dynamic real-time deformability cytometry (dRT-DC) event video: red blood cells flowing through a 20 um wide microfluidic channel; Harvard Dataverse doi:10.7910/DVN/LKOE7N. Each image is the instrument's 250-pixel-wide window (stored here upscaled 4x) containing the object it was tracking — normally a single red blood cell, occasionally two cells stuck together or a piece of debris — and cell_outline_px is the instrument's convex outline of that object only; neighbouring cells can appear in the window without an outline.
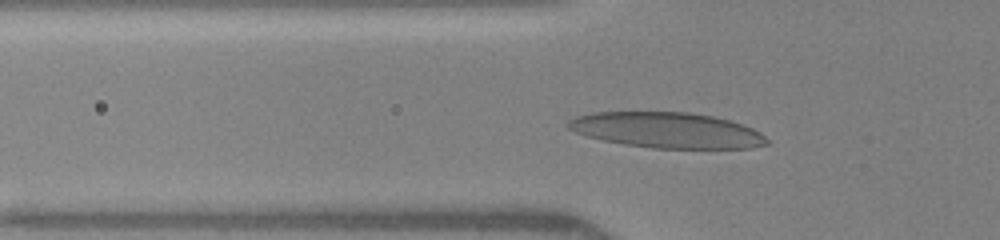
{"species": "human", "species_latin": "Homo sapiens", "temperature_condition": "warm", "stored_images_in_passage": 39, "camera_frame_rate_fps": 3000, "um_per_image_px": 0.085, "donor": {"sex": "female"}, "frame": {"image": 1, "passage_image": 2, "time_ms": 0.333, "image_size_px": [1000, 240], "cell_outline_px": [[772, 144], [752, 148], [652, 148], [624, 144], [604, 140], [588, 136], [576, 132], [568, 128], [568, 120], [576, 116], [592, 112], [688, 112], [712, 116], [732, 120], [744, 124], [760, 132]], "centroid_in_image_um": [56.74, 11.06], "position_along_channel_um": 69.1, "area_um2": 41.33}}
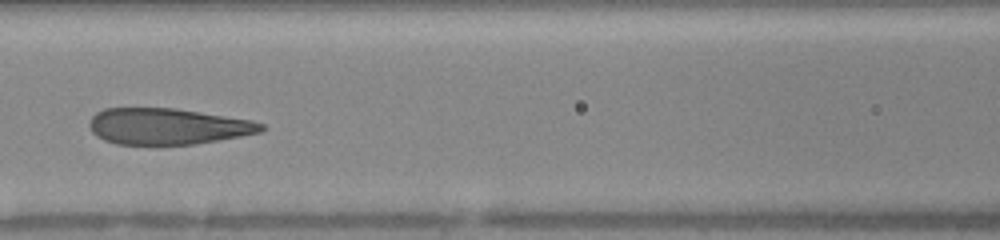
{"frame": {"image": 2, "passage_image": 10, "time_ms": 2.333, "image_size_px": [1000, 240], "cell_outline_px": [[268, 128], [260, 132], [240, 136], [196, 144], [156, 148], [116, 144], [104, 140], [96, 136], [92, 132], [88, 124], [92, 116], [96, 112], [104, 108], [176, 108], [252, 120], [264, 124]], "centroid_in_image_um": [14.21, 10.78], "position_along_channel_um": 152.4, "area_um2": 37.51}}
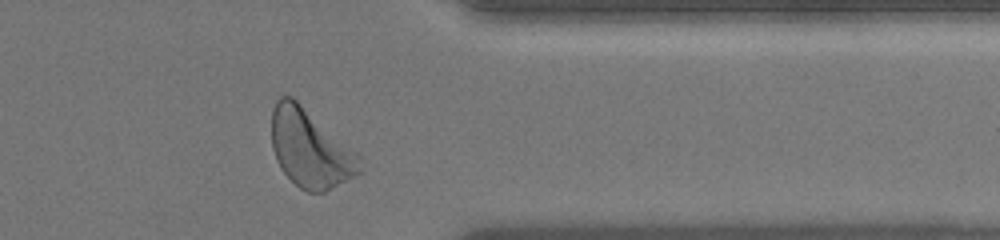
{"frame": {"image": 3, "passage_image": 35, "time_ms": 8.0, "image_size_px": [1000, 240], "cell_outline_px": [[360, 172], [356, 176], [324, 192], [308, 192], [300, 188], [280, 168], [276, 160], [272, 148], [272, 112], [276, 100], [280, 96], [292, 96], [356, 152], [360, 156]], "centroid_in_image_um": [26.35, 12.63], "position_along_channel_um": 385.0, "area_um2": 39.65}, "authors_computed_cell_mechanics": {"area_um2": 37.5122, "velocity_mm_per_s": 4.203, "shape_relaxation_time_tau1_ms": 4.1433, "shape_relaxation_time_tau2_ms": 0.877, "deformation_change_tau1": 0.2083, "deformation_change_tau2": 0.0733}}